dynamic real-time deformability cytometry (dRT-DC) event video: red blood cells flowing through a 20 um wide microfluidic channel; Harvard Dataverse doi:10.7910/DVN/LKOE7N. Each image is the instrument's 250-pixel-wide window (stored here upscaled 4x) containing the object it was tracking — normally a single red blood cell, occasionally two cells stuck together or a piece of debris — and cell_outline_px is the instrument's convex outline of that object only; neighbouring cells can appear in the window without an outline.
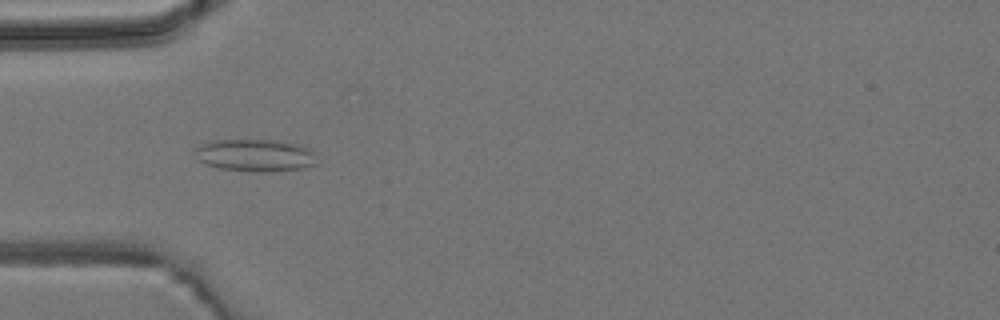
{"species": "common noctule bat (a hibernating species)", "species_latin": "Nyctalus noctula", "temperature_condition": "room temperature", "stored_images_in_passage": 9, "camera_frame_rate_fps": 3000, "um_per_image_px": 0.085, "animal": {"sex": "male", "body_mass_g": 19.2, "forearm_length_mm": 51.8}, "frame": {"image": 1, "passage_image": 5, "time_ms": 4.333, "image_size_px": [1000, 320], "cell_outline_px": [[316, 164], [304, 168], [272, 172], [252, 172], [220, 168], [208, 164], [200, 160], [196, 148], [200, 144], [212, 140], [280, 140], [300, 144], [308, 148], [312, 152]], "centroid_in_image_um": [21.74, 13.2], "position_along_channel_um": 63.3, "area_um2": 22.89}}
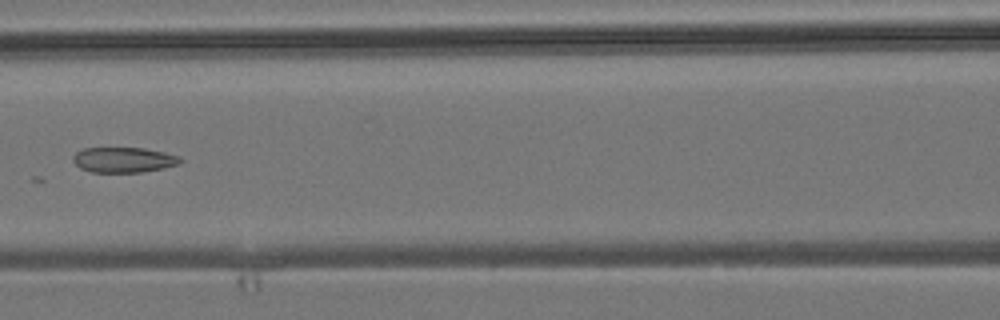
{"frame": {"image": 2, "passage_image": 7, "time_ms": 6.667, "image_size_px": [1000, 320], "cell_outline_px": [[184, 160], [180, 164], [164, 168], [140, 172], [92, 172], [80, 168], [72, 160], [72, 156], [76, 152], [84, 148], [144, 148], [164, 152], [180, 156]], "centroid_in_image_um": [10.53, 13.58], "position_along_channel_um": 156.1, "area_um2": 15.9}}